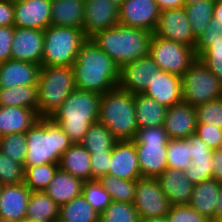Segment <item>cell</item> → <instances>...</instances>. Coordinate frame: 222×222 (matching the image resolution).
<instances>
[{"label":"cell","mask_w":222,"mask_h":222,"mask_svg":"<svg viewBox=\"0 0 222 222\" xmlns=\"http://www.w3.org/2000/svg\"><path fill=\"white\" fill-rule=\"evenodd\" d=\"M0 151L13 161L24 165L27 152L26 133L1 136Z\"/></svg>","instance_id":"cell-38"},{"label":"cell","mask_w":222,"mask_h":222,"mask_svg":"<svg viewBox=\"0 0 222 222\" xmlns=\"http://www.w3.org/2000/svg\"><path fill=\"white\" fill-rule=\"evenodd\" d=\"M109 174L137 181L142 178L136 146L133 141H117L112 149Z\"/></svg>","instance_id":"cell-19"},{"label":"cell","mask_w":222,"mask_h":222,"mask_svg":"<svg viewBox=\"0 0 222 222\" xmlns=\"http://www.w3.org/2000/svg\"><path fill=\"white\" fill-rule=\"evenodd\" d=\"M217 150L222 151V136H221L220 143H219Z\"/></svg>","instance_id":"cell-59"},{"label":"cell","mask_w":222,"mask_h":222,"mask_svg":"<svg viewBox=\"0 0 222 222\" xmlns=\"http://www.w3.org/2000/svg\"><path fill=\"white\" fill-rule=\"evenodd\" d=\"M133 203L112 201L100 214V222H139Z\"/></svg>","instance_id":"cell-39"},{"label":"cell","mask_w":222,"mask_h":222,"mask_svg":"<svg viewBox=\"0 0 222 222\" xmlns=\"http://www.w3.org/2000/svg\"><path fill=\"white\" fill-rule=\"evenodd\" d=\"M153 32L118 23L90 37L121 68L149 54Z\"/></svg>","instance_id":"cell-2"},{"label":"cell","mask_w":222,"mask_h":222,"mask_svg":"<svg viewBox=\"0 0 222 222\" xmlns=\"http://www.w3.org/2000/svg\"><path fill=\"white\" fill-rule=\"evenodd\" d=\"M163 126L169 139L189 138L196 132V108L185 102L167 107Z\"/></svg>","instance_id":"cell-18"},{"label":"cell","mask_w":222,"mask_h":222,"mask_svg":"<svg viewBox=\"0 0 222 222\" xmlns=\"http://www.w3.org/2000/svg\"><path fill=\"white\" fill-rule=\"evenodd\" d=\"M156 179L171 206L189 204L194 184L184 175L183 170L167 168Z\"/></svg>","instance_id":"cell-23"},{"label":"cell","mask_w":222,"mask_h":222,"mask_svg":"<svg viewBox=\"0 0 222 222\" xmlns=\"http://www.w3.org/2000/svg\"><path fill=\"white\" fill-rule=\"evenodd\" d=\"M222 84V64H206Z\"/></svg>","instance_id":"cell-56"},{"label":"cell","mask_w":222,"mask_h":222,"mask_svg":"<svg viewBox=\"0 0 222 222\" xmlns=\"http://www.w3.org/2000/svg\"><path fill=\"white\" fill-rule=\"evenodd\" d=\"M17 222H33V221L29 220L28 218H24V219L17 221Z\"/></svg>","instance_id":"cell-60"},{"label":"cell","mask_w":222,"mask_h":222,"mask_svg":"<svg viewBox=\"0 0 222 222\" xmlns=\"http://www.w3.org/2000/svg\"><path fill=\"white\" fill-rule=\"evenodd\" d=\"M101 95L75 89L50 117L73 143H80L93 123L98 122Z\"/></svg>","instance_id":"cell-4"},{"label":"cell","mask_w":222,"mask_h":222,"mask_svg":"<svg viewBox=\"0 0 222 222\" xmlns=\"http://www.w3.org/2000/svg\"><path fill=\"white\" fill-rule=\"evenodd\" d=\"M30 189L25 183L16 185H1L0 219L20 221L26 218Z\"/></svg>","instance_id":"cell-20"},{"label":"cell","mask_w":222,"mask_h":222,"mask_svg":"<svg viewBox=\"0 0 222 222\" xmlns=\"http://www.w3.org/2000/svg\"><path fill=\"white\" fill-rule=\"evenodd\" d=\"M167 222H212L189 205H174L166 215Z\"/></svg>","instance_id":"cell-45"},{"label":"cell","mask_w":222,"mask_h":222,"mask_svg":"<svg viewBox=\"0 0 222 222\" xmlns=\"http://www.w3.org/2000/svg\"><path fill=\"white\" fill-rule=\"evenodd\" d=\"M82 195L86 201L100 214L112 202V198L97 179L84 181Z\"/></svg>","instance_id":"cell-40"},{"label":"cell","mask_w":222,"mask_h":222,"mask_svg":"<svg viewBox=\"0 0 222 222\" xmlns=\"http://www.w3.org/2000/svg\"><path fill=\"white\" fill-rule=\"evenodd\" d=\"M44 30L15 27L11 59L42 66Z\"/></svg>","instance_id":"cell-16"},{"label":"cell","mask_w":222,"mask_h":222,"mask_svg":"<svg viewBox=\"0 0 222 222\" xmlns=\"http://www.w3.org/2000/svg\"><path fill=\"white\" fill-rule=\"evenodd\" d=\"M220 182L215 179L194 185L189 206L195 209L200 215L215 222L216 204L219 195Z\"/></svg>","instance_id":"cell-28"},{"label":"cell","mask_w":222,"mask_h":222,"mask_svg":"<svg viewBox=\"0 0 222 222\" xmlns=\"http://www.w3.org/2000/svg\"><path fill=\"white\" fill-rule=\"evenodd\" d=\"M191 143L188 139H169L167 142L168 168L185 170L192 161Z\"/></svg>","instance_id":"cell-37"},{"label":"cell","mask_w":222,"mask_h":222,"mask_svg":"<svg viewBox=\"0 0 222 222\" xmlns=\"http://www.w3.org/2000/svg\"><path fill=\"white\" fill-rule=\"evenodd\" d=\"M23 164L13 161L0 151V185H16L24 182Z\"/></svg>","instance_id":"cell-42"},{"label":"cell","mask_w":222,"mask_h":222,"mask_svg":"<svg viewBox=\"0 0 222 222\" xmlns=\"http://www.w3.org/2000/svg\"><path fill=\"white\" fill-rule=\"evenodd\" d=\"M72 68L78 90L102 95L119 84V66L90 38L81 45Z\"/></svg>","instance_id":"cell-1"},{"label":"cell","mask_w":222,"mask_h":222,"mask_svg":"<svg viewBox=\"0 0 222 222\" xmlns=\"http://www.w3.org/2000/svg\"><path fill=\"white\" fill-rule=\"evenodd\" d=\"M139 222H167L166 218L141 219Z\"/></svg>","instance_id":"cell-57"},{"label":"cell","mask_w":222,"mask_h":222,"mask_svg":"<svg viewBox=\"0 0 222 222\" xmlns=\"http://www.w3.org/2000/svg\"><path fill=\"white\" fill-rule=\"evenodd\" d=\"M215 0H204L201 2L185 5L188 20L192 27L193 36L197 39L213 18Z\"/></svg>","instance_id":"cell-35"},{"label":"cell","mask_w":222,"mask_h":222,"mask_svg":"<svg viewBox=\"0 0 222 222\" xmlns=\"http://www.w3.org/2000/svg\"><path fill=\"white\" fill-rule=\"evenodd\" d=\"M117 140L111 131L102 123H93L80 142L89 153L112 151Z\"/></svg>","instance_id":"cell-33"},{"label":"cell","mask_w":222,"mask_h":222,"mask_svg":"<svg viewBox=\"0 0 222 222\" xmlns=\"http://www.w3.org/2000/svg\"><path fill=\"white\" fill-rule=\"evenodd\" d=\"M60 207L45 191L31 192L26 218L33 222H54L59 220Z\"/></svg>","instance_id":"cell-30"},{"label":"cell","mask_w":222,"mask_h":222,"mask_svg":"<svg viewBox=\"0 0 222 222\" xmlns=\"http://www.w3.org/2000/svg\"><path fill=\"white\" fill-rule=\"evenodd\" d=\"M12 3H17V2H20V1H24V0H10Z\"/></svg>","instance_id":"cell-61"},{"label":"cell","mask_w":222,"mask_h":222,"mask_svg":"<svg viewBox=\"0 0 222 222\" xmlns=\"http://www.w3.org/2000/svg\"><path fill=\"white\" fill-rule=\"evenodd\" d=\"M41 65L9 59L0 63V89L37 86Z\"/></svg>","instance_id":"cell-21"},{"label":"cell","mask_w":222,"mask_h":222,"mask_svg":"<svg viewBox=\"0 0 222 222\" xmlns=\"http://www.w3.org/2000/svg\"><path fill=\"white\" fill-rule=\"evenodd\" d=\"M134 207L139 219L165 218L171 204L156 178L142 177L136 181Z\"/></svg>","instance_id":"cell-11"},{"label":"cell","mask_w":222,"mask_h":222,"mask_svg":"<svg viewBox=\"0 0 222 222\" xmlns=\"http://www.w3.org/2000/svg\"><path fill=\"white\" fill-rule=\"evenodd\" d=\"M164 126L138 129L135 143L142 177L156 178L167 168V142Z\"/></svg>","instance_id":"cell-8"},{"label":"cell","mask_w":222,"mask_h":222,"mask_svg":"<svg viewBox=\"0 0 222 222\" xmlns=\"http://www.w3.org/2000/svg\"><path fill=\"white\" fill-rule=\"evenodd\" d=\"M59 168L83 181L92 180L90 153L80 143H73L60 157Z\"/></svg>","instance_id":"cell-26"},{"label":"cell","mask_w":222,"mask_h":222,"mask_svg":"<svg viewBox=\"0 0 222 222\" xmlns=\"http://www.w3.org/2000/svg\"><path fill=\"white\" fill-rule=\"evenodd\" d=\"M149 55L159 69L182 77L189 67L198 59L194 47L155 36L153 34Z\"/></svg>","instance_id":"cell-10"},{"label":"cell","mask_w":222,"mask_h":222,"mask_svg":"<svg viewBox=\"0 0 222 222\" xmlns=\"http://www.w3.org/2000/svg\"><path fill=\"white\" fill-rule=\"evenodd\" d=\"M183 102L194 107L222 97V84L199 58L182 75Z\"/></svg>","instance_id":"cell-9"},{"label":"cell","mask_w":222,"mask_h":222,"mask_svg":"<svg viewBox=\"0 0 222 222\" xmlns=\"http://www.w3.org/2000/svg\"><path fill=\"white\" fill-rule=\"evenodd\" d=\"M201 1H204V0H184V4L190 5V4L201 2Z\"/></svg>","instance_id":"cell-58"},{"label":"cell","mask_w":222,"mask_h":222,"mask_svg":"<svg viewBox=\"0 0 222 222\" xmlns=\"http://www.w3.org/2000/svg\"><path fill=\"white\" fill-rule=\"evenodd\" d=\"M39 118L37 111L33 109L0 106V137L12 133H26Z\"/></svg>","instance_id":"cell-24"},{"label":"cell","mask_w":222,"mask_h":222,"mask_svg":"<svg viewBox=\"0 0 222 222\" xmlns=\"http://www.w3.org/2000/svg\"><path fill=\"white\" fill-rule=\"evenodd\" d=\"M191 143V158L201 155H213V150L196 134L187 138Z\"/></svg>","instance_id":"cell-51"},{"label":"cell","mask_w":222,"mask_h":222,"mask_svg":"<svg viewBox=\"0 0 222 222\" xmlns=\"http://www.w3.org/2000/svg\"><path fill=\"white\" fill-rule=\"evenodd\" d=\"M0 26H14V3L0 0Z\"/></svg>","instance_id":"cell-50"},{"label":"cell","mask_w":222,"mask_h":222,"mask_svg":"<svg viewBox=\"0 0 222 222\" xmlns=\"http://www.w3.org/2000/svg\"><path fill=\"white\" fill-rule=\"evenodd\" d=\"M87 39L81 29L50 25L44 30L42 66H72Z\"/></svg>","instance_id":"cell-7"},{"label":"cell","mask_w":222,"mask_h":222,"mask_svg":"<svg viewBox=\"0 0 222 222\" xmlns=\"http://www.w3.org/2000/svg\"><path fill=\"white\" fill-rule=\"evenodd\" d=\"M27 152L24 167L59 164L60 157L73 144L60 125L51 118L39 120L26 132Z\"/></svg>","instance_id":"cell-3"},{"label":"cell","mask_w":222,"mask_h":222,"mask_svg":"<svg viewBox=\"0 0 222 222\" xmlns=\"http://www.w3.org/2000/svg\"><path fill=\"white\" fill-rule=\"evenodd\" d=\"M158 70V65L148 54L135 61L124 64L120 68L118 86L122 90L132 94L144 93L150 86V82Z\"/></svg>","instance_id":"cell-15"},{"label":"cell","mask_w":222,"mask_h":222,"mask_svg":"<svg viewBox=\"0 0 222 222\" xmlns=\"http://www.w3.org/2000/svg\"><path fill=\"white\" fill-rule=\"evenodd\" d=\"M222 221V182H220L219 195L216 204L215 222Z\"/></svg>","instance_id":"cell-54"},{"label":"cell","mask_w":222,"mask_h":222,"mask_svg":"<svg viewBox=\"0 0 222 222\" xmlns=\"http://www.w3.org/2000/svg\"><path fill=\"white\" fill-rule=\"evenodd\" d=\"M0 222H13V221L0 219Z\"/></svg>","instance_id":"cell-62"},{"label":"cell","mask_w":222,"mask_h":222,"mask_svg":"<svg viewBox=\"0 0 222 222\" xmlns=\"http://www.w3.org/2000/svg\"><path fill=\"white\" fill-rule=\"evenodd\" d=\"M197 123L209 124L222 129V97L197 105Z\"/></svg>","instance_id":"cell-43"},{"label":"cell","mask_w":222,"mask_h":222,"mask_svg":"<svg viewBox=\"0 0 222 222\" xmlns=\"http://www.w3.org/2000/svg\"><path fill=\"white\" fill-rule=\"evenodd\" d=\"M83 184L84 181L82 179L73 177L71 174L58 168L52 181L44 191L61 207L82 195Z\"/></svg>","instance_id":"cell-25"},{"label":"cell","mask_w":222,"mask_h":222,"mask_svg":"<svg viewBox=\"0 0 222 222\" xmlns=\"http://www.w3.org/2000/svg\"><path fill=\"white\" fill-rule=\"evenodd\" d=\"M153 34L189 47H194L196 43L184 7L160 11Z\"/></svg>","instance_id":"cell-12"},{"label":"cell","mask_w":222,"mask_h":222,"mask_svg":"<svg viewBox=\"0 0 222 222\" xmlns=\"http://www.w3.org/2000/svg\"><path fill=\"white\" fill-rule=\"evenodd\" d=\"M25 168L24 183L30 189L34 191H44L49 183L52 181L57 169L58 164H42Z\"/></svg>","instance_id":"cell-36"},{"label":"cell","mask_w":222,"mask_h":222,"mask_svg":"<svg viewBox=\"0 0 222 222\" xmlns=\"http://www.w3.org/2000/svg\"><path fill=\"white\" fill-rule=\"evenodd\" d=\"M51 25V0L14 3V27L45 30Z\"/></svg>","instance_id":"cell-17"},{"label":"cell","mask_w":222,"mask_h":222,"mask_svg":"<svg viewBox=\"0 0 222 222\" xmlns=\"http://www.w3.org/2000/svg\"><path fill=\"white\" fill-rule=\"evenodd\" d=\"M76 89L72 66H41L37 85V113L50 118Z\"/></svg>","instance_id":"cell-6"},{"label":"cell","mask_w":222,"mask_h":222,"mask_svg":"<svg viewBox=\"0 0 222 222\" xmlns=\"http://www.w3.org/2000/svg\"><path fill=\"white\" fill-rule=\"evenodd\" d=\"M195 134L214 151L219 146L222 129L217 126H209V124L197 123Z\"/></svg>","instance_id":"cell-46"},{"label":"cell","mask_w":222,"mask_h":222,"mask_svg":"<svg viewBox=\"0 0 222 222\" xmlns=\"http://www.w3.org/2000/svg\"><path fill=\"white\" fill-rule=\"evenodd\" d=\"M166 107L183 102L181 77L159 69L144 92Z\"/></svg>","instance_id":"cell-22"},{"label":"cell","mask_w":222,"mask_h":222,"mask_svg":"<svg viewBox=\"0 0 222 222\" xmlns=\"http://www.w3.org/2000/svg\"><path fill=\"white\" fill-rule=\"evenodd\" d=\"M213 19L218 23H222V0H215Z\"/></svg>","instance_id":"cell-55"},{"label":"cell","mask_w":222,"mask_h":222,"mask_svg":"<svg viewBox=\"0 0 222 222\" xmlns=\"http://www.w3.org/2000/svg\"><path fill=\"white\" fill-rule=\"evenodd\" d=\"M112 151L90 153V164L92 168V180L109 173V164Z\"/></svg>","instance_id":"cell-47"},{"label":"cell","mask_w":222,"mask_h":222,"mask_svg":"<svg viewBox=\"0 0 222 222\" xmlns=\"http://www.w3.org/2000/svg\"><path fill=\"white\" fill-rule=\"evenodd\" d=\"M120 2L117 0H85L83 32L87 38L115 27L119 23Z\"/></svg>","instance_id":"cell-13"},{"label":"cell","mask_w":222,"mask_h":222,"mask_svg":"<svg viewBox=\"0 0 222 222\" xmlns=\"http://www.w3.org/2000/svg\"><path fill=\"white\" fill-rule=\"evenodd\" d=\"M219 42H222V23H218L212 18L209 25L196 39L194 46L196 55L199 56L206 48Z\"/></svg>","instance_id":"cell-44"},{"label":"cell","mask_w":222,"mask_h":222,"mask_svg":"<svg viewBox=\"0 0 222 222\" xmlns=\"http://www.w3.org/2000/svg\"><path fill=\"white\" fill-rule=\"evenodd\" d=\"M160 9L155 0H122L119 8V23L125 26L154 32Z\"/></svg>","instance_id":"cell-14"},{"label":"cell","mask_w":222,"mask_h":222,"mask_svg":"<svg viewBox=\"0 0 222 222\" xmlns=\"http://www.w3.org/2000/svg\"><path fill=\"white\" fill-rule=\"evenodd\" d=\"M85 0H51V25L83 30Z\"/></svg>","instance_id":"cell-27"},{"label":"cell","mask_w":222,"mask_h":222,"mask_svg":"<svg viewBox=\"0 0 222 222\" xmlns=\"http://www.w3.org/2000/svg\"><path fill=\"white\" fill-rule=\"evenodd\" d=\"M184 175L194 185L212 179V155L192 158L191 164L184 170Z\"/></svg>","instance_id":"cell-41"},{"label":"cell","mask_w":222,"mask_h":222,"mask_svg":"<svg viewBox=\"0 0 222 222\" xmlns=\"http://www.w3.org/2000/svg\"><path fill=\"white\" fill-rule=\"evenodd\" d=\"M37 86H20L0 89V106L23 107L37 111Z\"/></svg>","instance_id":"cell-32"},{"label":"cell","mask_w":222,"mask_h":222,"mask_svg":"<svg viewBox=\"0 0 222 222\" xmlns=\"http://www.w3.org/2000/svg\"><path fill=\"white\" fill-rule=\"evenodd\" d=\"M198 58L205 64H222V42L209 46Z\"/></svg>","instance_id":"cell-49"},{"label":"cell","mask_w":222,"mask_h":222,"mask_svg":"<svg viewBox=\"0 0 222 222\" xmlns=\"http://www.w3.org/2000/svg\"><path fill=\"white\" fill-rule=\"evenodd\" d=\"M14 26H0V63L11 59Z\"/></svg>","instance_id":"cell-48"},{"label":"cell","mask_w":222,"mask_h":222,"mask_svg":"<svg viewBox=\"0 0 222 222\" xmlns=\"http://www.w3.org/2000/svg\"><path fill=\"white\" fill-rule=\"evenodd\" d=\"M138 129L163 126L167 107L144 93L134 94Z\"/></svg>","instance_id":"cell-29"},{"label":"cell","mask_w":222,"mask_h":222,"mask_svg":"<svg viewBox=\"0 0 222 222\" xmlns=\"http://www.w3.org/2000/svg\"><path fill=\"white\" fill-rule=\"evenodd\" d=\"M59 220L61 222H100V213L97 212L80 195L60 207Z\"/></svg>","instance_id":"cell-31"},{"label":"cell","mask_w":222,"mask_h":222,"mask_svg":"<svg viewBox=\"0 0 222 222\" xmlns=\"http://www.w3.org/2000/svg\"><path fill=\"white\" fill-rule=\"evenodd\" d=\"M212 179L222 182V151L214 150L212 155Z\"/></svg>","instance_id":"cell-52"},{"label":"cell","mask_w":222,"mask_h":222,"mask_svg":"<svg viewBox=\"0 0 222 222\" xmlns=\"http://www.w3.org/2000/svg\"><path fill=\"white\" fill-rule=\"evenodd\" d=\"M97 180L109 193L112 201L134 203L136 181L125 180L109 173Z\"/></svg>","instance_id":"cell-34"},{"label":"cell","mask_w":222,"mask_h":222,"mask_svg":"<svg viewBox=\"0 0 222 222\" xmlns=\"http://www.w3.org/2000/svg\"><path fill=\"white\" fill-rule=\"evenodd\" d=\"M98 122L104 124L117 141H132L138 130L134 94L119 86L102 94Z\"/></svg>","instance_id":"cell-5"},{"label":"cell","mask_w":222,"mask_h":222,"mask_svg":"<svg viewBox=\"0 0 222 222\" xmlns=\"http://www.w3.org/2000/svg\"><path fill=\"white\" fill-rule=\"evenodd\" d=\"M160 11L184 7V0H155Z\"/></svg>","instance_id":"cell-53"}]
</instances>
